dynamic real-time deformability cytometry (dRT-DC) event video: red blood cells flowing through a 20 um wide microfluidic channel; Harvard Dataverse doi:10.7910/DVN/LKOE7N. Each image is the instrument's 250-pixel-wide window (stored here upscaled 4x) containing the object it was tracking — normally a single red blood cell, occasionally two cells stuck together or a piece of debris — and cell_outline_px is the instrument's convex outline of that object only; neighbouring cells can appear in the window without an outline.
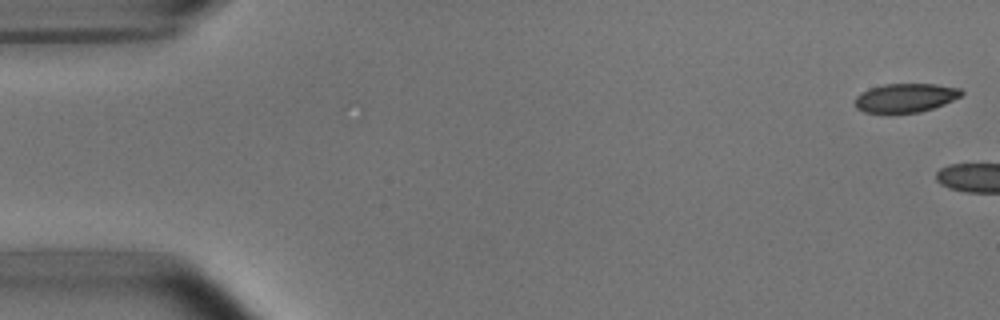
{"species": "common noctule bat (a hibernating species)", "species_latin": "Nyctalus noctula", "temperature_condition": "room temperature", "stored_images_in_passage": 4, "camera_frame_rate_fps": 3000, "um_per_image_px": 0.085, "animal": {"sex": "male", "body_mass_g": 15.6}, "frame": {"image": 1, "passage_image": 1, "time_ms": 0.0, "image_size_px": [1000, 320], "cell_outline_px": [[964, 92], [960, 96], [944, 104], [920, 112], [864, 112], [856, 108], [856, 96], [860, 92], [868, 88], [884, 84], [936, 84], [960, 88]], "centroid_in_image_um": [76.95, 8.3], "position_along_channel_um": 8.0, "area_um2": 17.74}}